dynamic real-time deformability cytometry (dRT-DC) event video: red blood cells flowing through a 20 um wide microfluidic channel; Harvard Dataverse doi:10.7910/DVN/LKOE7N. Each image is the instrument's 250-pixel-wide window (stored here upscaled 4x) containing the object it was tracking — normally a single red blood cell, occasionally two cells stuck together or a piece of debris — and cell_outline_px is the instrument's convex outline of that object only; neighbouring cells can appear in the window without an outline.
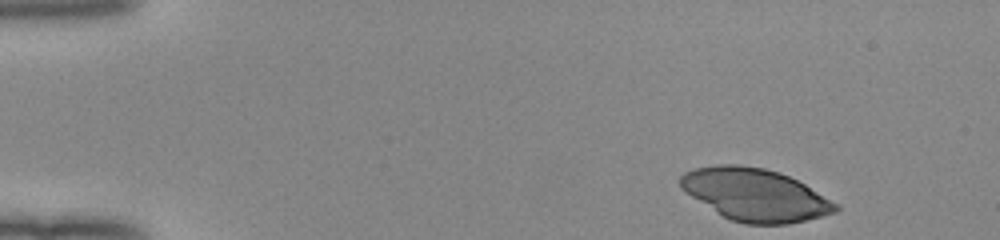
{"species": "human", "species_latin": "Homo sapiens", "temperature_condition": "room temperature", "stored_images_in_passage": 46, "camera_frame_rate_fps": 3000, "um_per_image_px": 0.085, "donor": {"sex": "female"}, "frame": {"image": 1, "passage_image": 1, "time_ms": 0.0, "image_size_px": [1000, 240], "cell_outline_px": [[840, 208], [836, 212], [788, 224], [744, 224], [732, 220], [716, 212], [684, 192], [680, 188], [680, 176], [684, 172], [692, 168], [716, 164], [740, 164], [764, 168], [788, 176], [804, 184], [840, 204]], "centroid_in_image_um": [64.16, 16.54], "position_along_channel_um": 20.8, "area_um2": 47.34}}
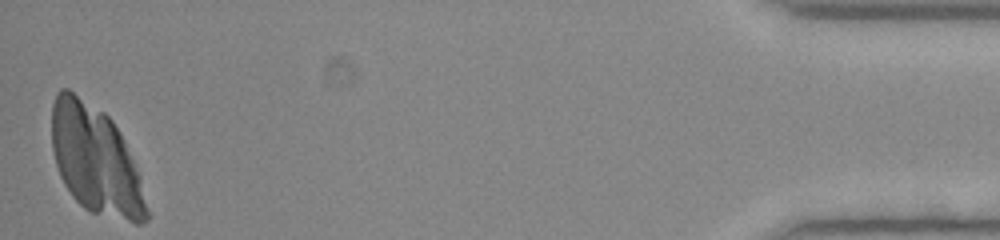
{"frame": {"image": 2, "passage_image": 46, "time_ms": 15.0, "image_size_px": [1000, 240], "cell_outline_px": [[148, 220], [140, 224], [136, 224], [92, 212], [84, 208], [72, 196], [64, 184], [60, 176], [56, 164], [52, 148], [52, 104], [56, 92], [60, 88], [68, 88], [104, 112], [112, 120], [120, 132], [136, 168], [140, 180], [148, 212]], "centroid_in_image_um": [8.1, 13.59], "position_along_channel_um": 427.1, "area_um2": 59.65}}